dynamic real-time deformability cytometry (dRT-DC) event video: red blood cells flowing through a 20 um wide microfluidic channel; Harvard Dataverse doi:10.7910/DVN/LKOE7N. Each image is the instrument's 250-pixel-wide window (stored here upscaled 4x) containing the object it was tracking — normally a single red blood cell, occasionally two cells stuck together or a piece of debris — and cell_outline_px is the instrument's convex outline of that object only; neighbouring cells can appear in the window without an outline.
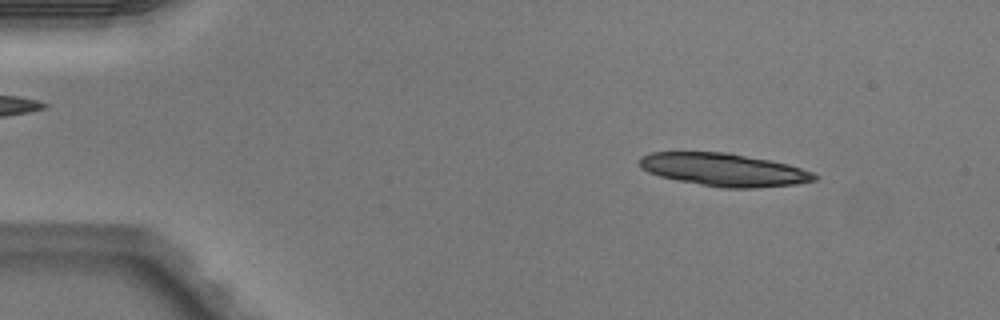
{"species": "Egyptian fruit bat (a non-hibernating species)", "species_latin": "Rousettus aegyptiacus", "temperature_condition": "warm", "stored_images_in_passage": 48, "camera_frame_rate_fps": 3000, "um_per_image_px": 0.085, "animal": {"sex": "male"}, "frame": {"image": 1, "passage_image": 6, "time_ms": 1.667, "image_size_px": [1000, 320], "cell_outline_px": [[820, 176], [816, 180], [796, 184], [752, 188], [724, 188], [676, 180], [660, 176], [648, 172], [640, 168], [640, 156], [652, 152], [728, 152], [788, 164], [812, 172]], "centroid_in_image_um": [61.52, 14.42], "position_along_channel_um": 23.5, "area_um2": 33.41}}
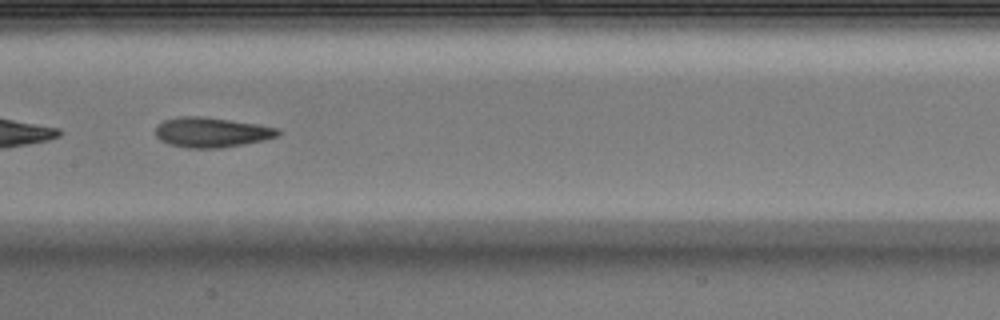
{"frame": {"image": 2, "passage_image": 25, "time_ms": 8.0, "image_size_px": [1000, 320], "cell_outline_px": [[280, 132], [276, 136], [264, 140], [220, 148], [188, 148], [168, 144], [160, 140], [156, 136], [156, 124], [164, 120], [180, 116], [204, 116], [256, 124], [276, 128]], "centroid_in_image_um": [17.91, 11.24], "position_along_channel_um": 189.5, "area_um2": 21.27}}
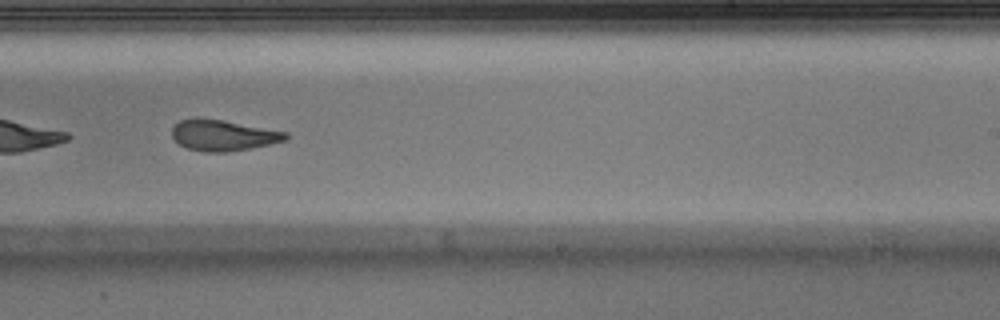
{"frame": {"image": 3, "passage_image": 31, "time_ms": 10.0, "image_size_px": [1000, 320], "cell_outline_px": [[288, 136], [284, 140], [268, 144], [248, 148], [224, 152], [204, 152], [188, 148], [180, 144], [172, 136], [172, 128], [180, 120], [220, 120], [288, 132]], "centroid_in_image_um": [18.97, 11.52], "position_along_channel_um": 270.0, "area_um2": 19.59}, "authors_computed_cell_mechanics": {"area_um2": 22.2241, "velocity_mm_per_s": 4.0494, "shape_relaxation_time_tau1_ms": 4.1423, "shape_relaxation_time_tau2_ms": 2.0553, "deformation_change_tau1": 0.1719, "deformation_change_tau2": 0.1054}}